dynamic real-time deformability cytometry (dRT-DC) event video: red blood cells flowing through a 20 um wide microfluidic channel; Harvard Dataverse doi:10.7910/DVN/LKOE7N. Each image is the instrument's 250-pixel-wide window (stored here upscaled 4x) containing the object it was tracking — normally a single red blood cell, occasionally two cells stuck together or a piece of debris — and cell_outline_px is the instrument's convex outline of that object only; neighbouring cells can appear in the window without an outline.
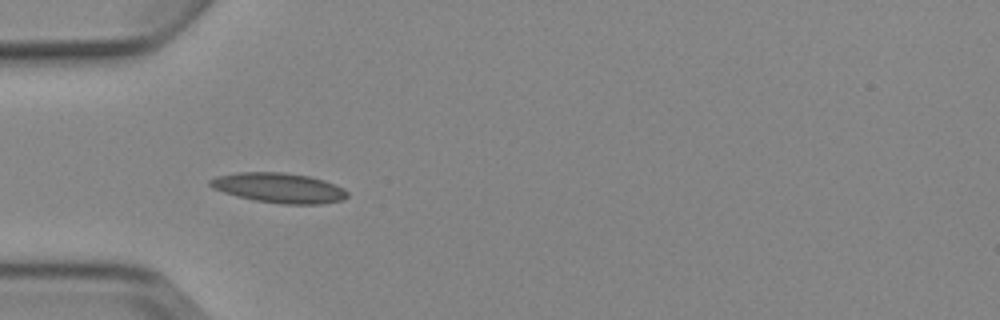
{"species": "Egyptian fruit bat (a non-hibernating species)", "species_latin": "Rousettus aegyptiacus", "temperature_condition": "cold", "stored_images_in_passage": 4, "camera_frame_rate_fps": 3000, "um_per_image_px": 0.085, "animal": {"sex": "female"}, "frame": {"image": 1, "passage_image": 3, "time_ms": 2.333, "image_size_px": [1000, 320], "cell_outline_px": [[348, 196], [344, 200], [320, 204], [284, 204], [252, 200], [224, 192], [212, 188], [208, 184], [208, 180], [216, 176], [236, 172], [284, 172], [308, 176], [324, 180], [344, 188], [348, 192]], "centroid_in_image_um": [23.71, 15.97], "position_along_channel_um": 61.3, "area_um2": 24.1}}
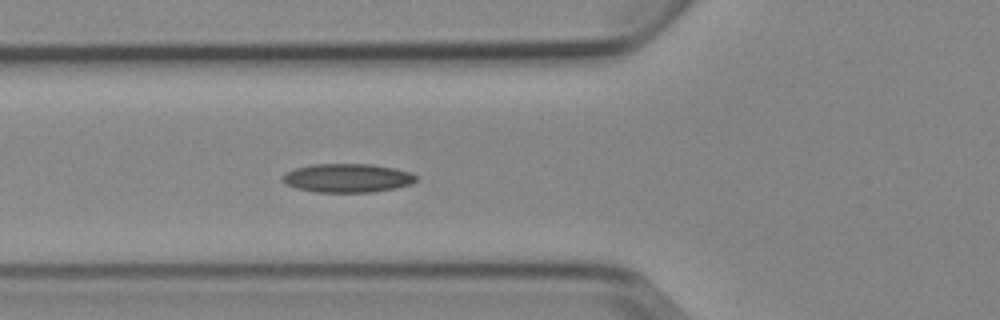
{"frame": {"image": 2, "passage_image": 4, "time_ms": 3.333, "image_size_px": [1000, 320], "cell_outline_px": [[416, 180], [412, 184], [396, 188], [372, 192], [316, 192], [296, 188], [284, 184], [280, 180], [280, 176], [284, 172], [292, 168], [312, 164], [372, 164], [412, 172], [416, 176]], "centroid_in_image_um": [29.46, 15.13], "position_along_channel_um": 96.3, "area_um2": 22.72}}